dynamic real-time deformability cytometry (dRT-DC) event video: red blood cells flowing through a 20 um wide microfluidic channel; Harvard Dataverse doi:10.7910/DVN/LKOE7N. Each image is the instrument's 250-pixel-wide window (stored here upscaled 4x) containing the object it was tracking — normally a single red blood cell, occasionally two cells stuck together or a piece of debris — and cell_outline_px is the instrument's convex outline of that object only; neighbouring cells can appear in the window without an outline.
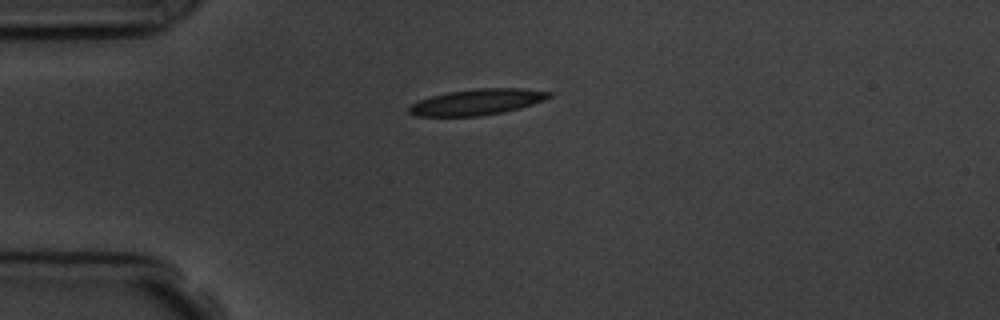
{"species": "common noctule bat (a hibernating species)", "species_latin": "Nyctalus noctula", "temperature_condition": "room temperature", "stored_images_in_passage": 3, "camera_frame_rate_fps": 3000, "um_per_image_px": 0.085, "animal": {"sex": "male", "body_mass_g": 19.5, "forearm_length_mm": 54.6}, "frame": {"image": 1, "passage_image": 1, "time_ms": 0.0, "image_size_px": [1000, 320], "cell_outline_px": [[552, 96], [544, 100], [520, 108], [504, 112], [480, 116], [416, 116], [408, 112], [408, 108], [416, 100], [448, 92], [476, 88], [524, 88], [552, 92]], "centroid_in_image_um": [40.55, 8.67], "position_along_channel_um": 44.4, "area_um2": 21.27}}